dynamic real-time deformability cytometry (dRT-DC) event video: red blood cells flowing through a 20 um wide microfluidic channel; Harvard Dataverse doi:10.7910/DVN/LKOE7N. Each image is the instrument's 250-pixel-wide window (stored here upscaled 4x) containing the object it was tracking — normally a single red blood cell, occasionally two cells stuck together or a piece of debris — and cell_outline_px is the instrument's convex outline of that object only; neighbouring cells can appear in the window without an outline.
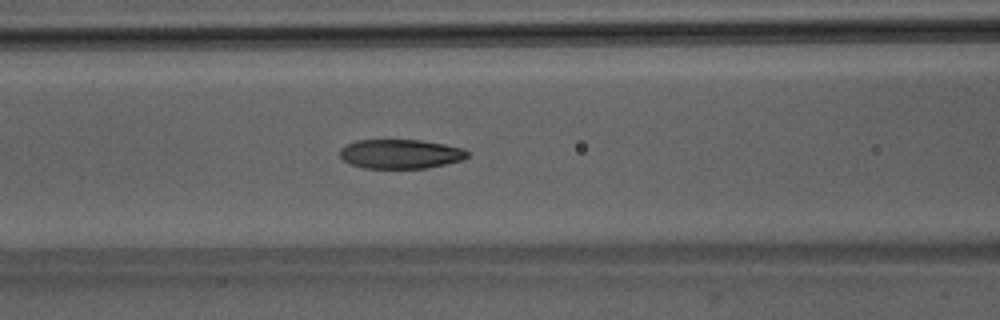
{"species": "Egyptian fruit bat (a non-hibernating species)", "species_latin": "Rousettus aegyptiacus", "temperature_condition": "room temperature", "stored_images_in_passage": 35, "camera_frame_rate_fps": 3000, "um_per_image_px": 0.085, "animal": {"sex": "male"}, "frame": {"image": 1, "passage_image": 6, "time_ms": 1.667, "image_size_px": [1000, 320], "cell_outline_px": [[468, 156], [464, 160], [428, 168], [364, 168], [352, 164], [344, 160], [340, 156], [340, 148], [344, 144], [356, 140], [420, 140], [444, 144], [464, 148], [468, 152]], "centroid_in_image_um": [34.05, 13.08], "position_along_channel_um": 132.6, "area_um2": 21.91}}
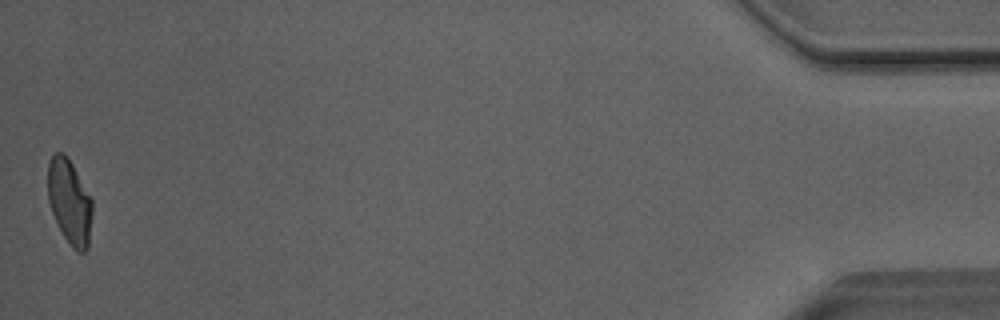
{"frame": {"image": 2, "passage_image": 35, "time_ms": 11.333, "image_size_px": [1000, 320], "cell_outline_px": [[92, 212], [88, 248], [84, 252], [76, 252], [72, 248], [64, 236], [52, 212], [48, 200], [48, 160], [56, 152], [64, 152], [68, 156], [92, 196]], "centroid_in_image_um": [5.93, 17.11], "position_along_channel_um": 429.3, "area_um2": 22.25}, "authors_computed_cell_mechanics": {"area_um2": 22.6576, "velocity_mm_per_s": 4.0532, "shape_relaxation_time_tau1_ms": 6.6166, "shape_relaxation_time_tau2_ms": 1.8227, "deformation_change_tau1": 0.1975, "deformation_change_tau2": 0.081}}